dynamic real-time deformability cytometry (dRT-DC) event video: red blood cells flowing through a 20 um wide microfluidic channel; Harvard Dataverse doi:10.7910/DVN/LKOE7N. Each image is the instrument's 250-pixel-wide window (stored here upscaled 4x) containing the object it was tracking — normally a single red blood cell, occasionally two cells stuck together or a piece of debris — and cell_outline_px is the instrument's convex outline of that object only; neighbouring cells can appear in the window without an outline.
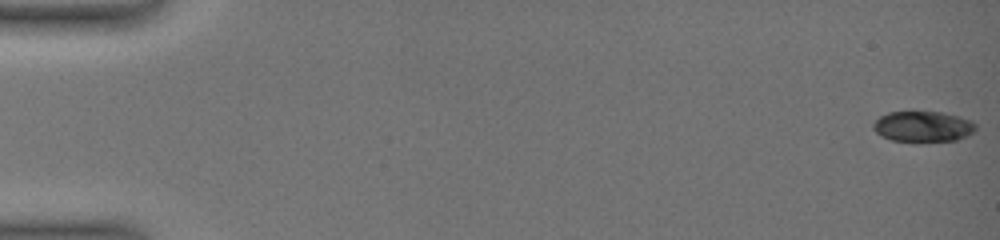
{"species": "common noctule bat (a hibernating species)", "species_latin": "Nyctalus noctula", "temperature_condition": "warm", "stored_images_in_passage": 13, "camera_frame_rate_fps": 3000, "um_per_image_px": 0.085, "animal": {"sex": "female", "body_mass_g": 19.0, "forearm_length_mm": 51.5}, "frame": {"image": 1, "passage_image": 1, "time_ms": 0.0, "image_size_px": [1000, 240], "cell_outline_px": [[976, 128], [968, 136], [956, 140], [892, 140], [880, 136], [872, 128], [872, 124], [880, 116], [888, 112], [912, 108], [944, 112], [960, 116], [972, 120], [976, 124]], "centroid_in_image_um": [78.43, 10.67], "position_along_channel_um": 6.6, "area_um2": 18.96}}
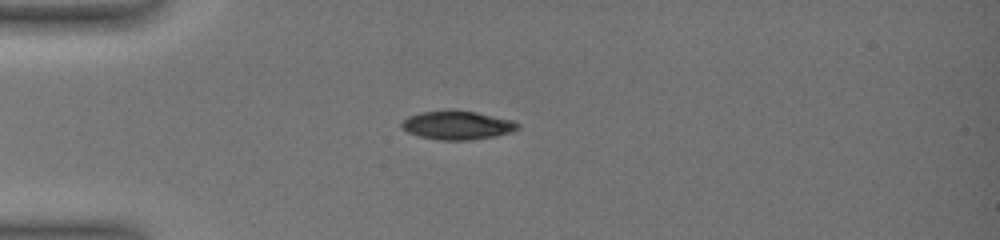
{"frame": {"image": 2, "passage_image": 9, "time_ms": 5.333, "image_size_px": [1000, 240], "cell_outline_px": [[520, 128], [512, 132], [496, 136], [468, 140], [436, 140], [420, 136], [408, 132], [400, 124], [408, 116], [420, 112], [452, 108], [476, 112], [512, 120], [520, 124]], "centroid_in_image_um": [38.88, 10.62], "position_along_channel_um": 46.1, "area_um2": 19.71}}
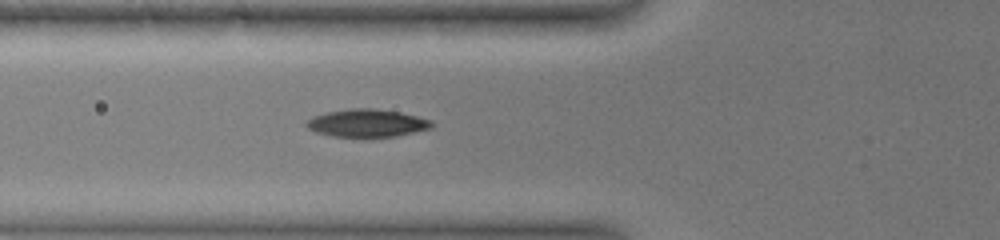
{"frame": {"image": 3, "passage_image": 13, "time_ms": 7.333, "image_size_px": [1000, 240], "cell_outline_px": [[432, 128], [396, 136], [372, 140], [364, 140], [332, 136], [316, 132], [308, 128], [304, 124], [312, 116], [328, 112], [348, 108], [376, 108], [400, 112], [432, 120]], "centroid_in_image_um": [31.18, 10.51], "position_along_channel_um": 94.6, "area_um2": 21.15}}